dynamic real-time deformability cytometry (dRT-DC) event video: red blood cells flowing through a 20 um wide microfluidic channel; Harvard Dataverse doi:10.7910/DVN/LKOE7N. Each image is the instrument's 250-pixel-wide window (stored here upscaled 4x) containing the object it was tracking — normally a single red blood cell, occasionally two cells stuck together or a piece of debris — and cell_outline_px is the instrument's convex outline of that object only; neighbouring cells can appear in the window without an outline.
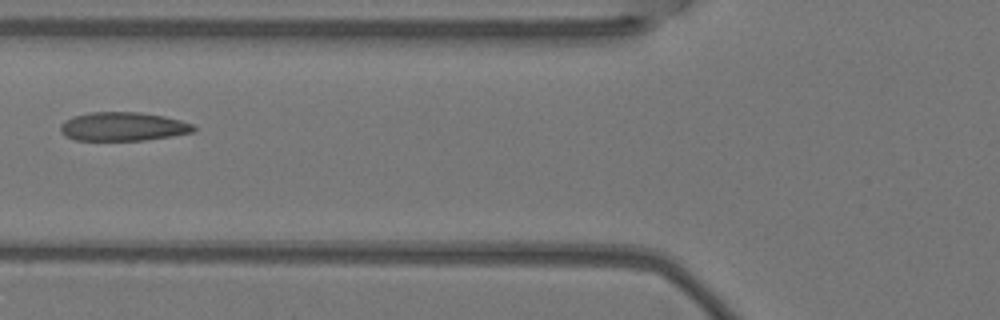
{"species": "Egyptian fruit bat (a non-hibernating species)", "species_latin": "Rousettus aegyptiacus", "temperature_condition": "warm", "stored_images_in_passage": 3, "camera_frame_rate_fps": 3000, "um_per_image_px": 0.085, "animal": {"sex": "female"}, "frame": {"image": 1, "passage_image": 3, "time_ms": 0.667, "image_size_px": [1000, 320], "cell_outline_px": [[196, 132], [172, 136], [144, 140], [76, 140], [64, 136], [60, 132], [60, 124], [64, 120], [72, 116], [88, 112], [140, 112], [164, 116], [180, 120], [192, 124], [196, 128]], "centroid_in_image_um": [10.43, 10.75], "position_along_channel_um": 115.4, "area_um2": 22.54}}